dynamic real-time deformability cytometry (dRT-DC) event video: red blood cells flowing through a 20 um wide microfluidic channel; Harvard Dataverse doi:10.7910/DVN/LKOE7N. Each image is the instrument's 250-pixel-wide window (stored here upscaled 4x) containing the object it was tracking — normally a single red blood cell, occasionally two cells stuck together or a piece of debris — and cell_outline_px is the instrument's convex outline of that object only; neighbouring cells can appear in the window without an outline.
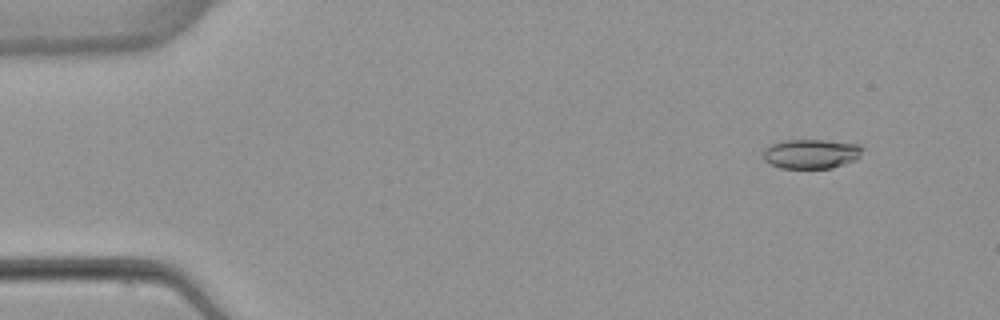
{"species": "common noctule bat (a hibernating species)", "species_latin": "Nyctalus noctula", "temperature_condition": "warm", "stored_images_in_passage": 4, "camera_frame_rate_fps": 3000, "um_per_image_px": 0.085, "animal": {"sex": "female", "body_mass_g": 22.7, "forearm_length_mm": 54.2}, "frame": {"image": 1, "passage_image": 2, "time_ms": 1.333, "image_size_px": [1000, 320], "cell_outline_px": [[864, 148], [860, 156], [856, 160], [832, 168], [780, 168], [764, 160], [764, 148], [772, 144], [784, 140], [824, 140], [860, 144]], "centroid_in_image_um": [68.98, 13.07], "position_along_channel_um": 16.0, "area_um2": 17.11}}
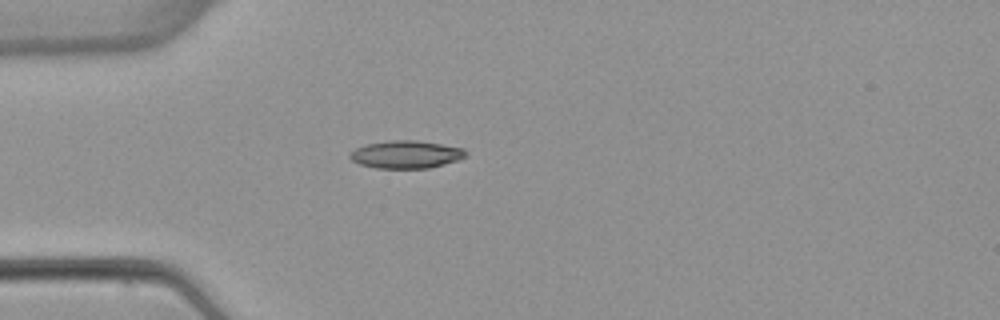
{"frame": {"image": 2, "passage_image": 4, "time_ms": 4.667, "image_size_px": [1000, 320], "cell_outline_px": [[468, 156], [444, 164], [428, 168], [376, 168], [360, 164], [352, 160], [348, 156], [356, 148], [368, 144], [392, 140], [416, 140], [464, 148], [468, 152]], "centroid_in_image_um": [34.55, 13.13], "position_along_channel_um": 50.5, "area_um2": 18.55}}